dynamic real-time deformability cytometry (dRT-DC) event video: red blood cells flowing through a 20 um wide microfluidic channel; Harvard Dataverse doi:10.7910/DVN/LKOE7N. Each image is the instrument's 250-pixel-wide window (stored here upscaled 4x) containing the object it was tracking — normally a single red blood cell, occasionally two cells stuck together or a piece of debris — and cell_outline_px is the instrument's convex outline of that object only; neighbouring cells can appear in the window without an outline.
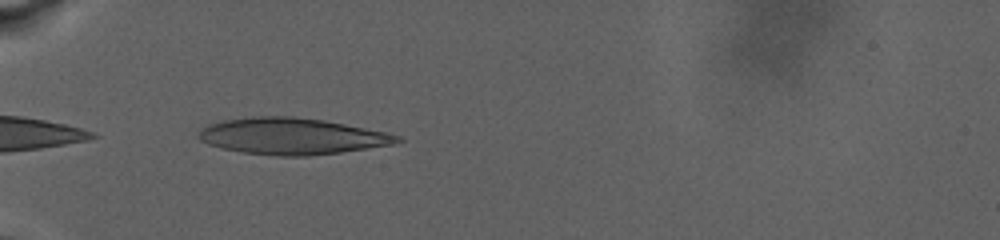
{"species": "human", "species_latin": "Homo sapiens", "temperature_condition": "warm", "stored_images_in_passage": 34, "camera_frame_rate_fps": 3000, "um_per_image_px": 0.085, "donor": {"sex": "male"}, "frame": {"image": 1, "passage_image": 1, "time_ms": 0.0, "image_size_px": [1000, 240], "cell_outline_px": [[404, 140], [392, 144], [340, 152], [308, 156], [280, 156], [244, 152], [220, 148], [208, 144], [200, 140], [196, 136], [208, 124], [224, 120], [252, 116], [292, 116], [324, 120], [384, 132], [400, 136]], "centroid_in_image_um": [24.77, 11.57], "position_along_channel_um": 60.2, "area_um2": 41.85}}
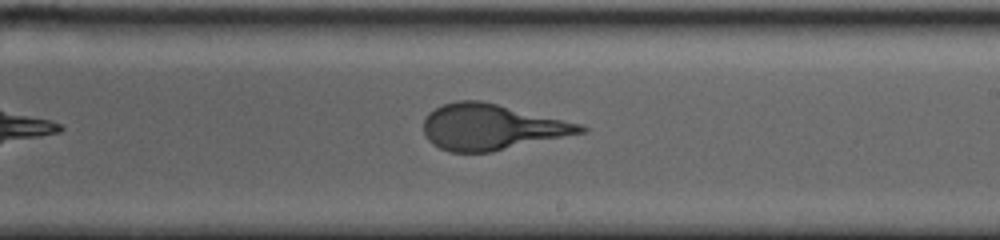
{"frame": {"image": 2, "passage_image": 17, "time_ms": 8.0, "image_size_px": [1000, 240], "cell_outline_px": [[588, 128], [584, 132], [492, 152], [448, 152], [432, 144], [428, 140], [424, 132], [424, 120], [428, 112], [444, 104], [456, 100], [480, 100], [580, 124]], "centroid_in_image_um": [41.71, 10.8], "position_along_channel_um": 247.3, "area_um2": 41.38}}
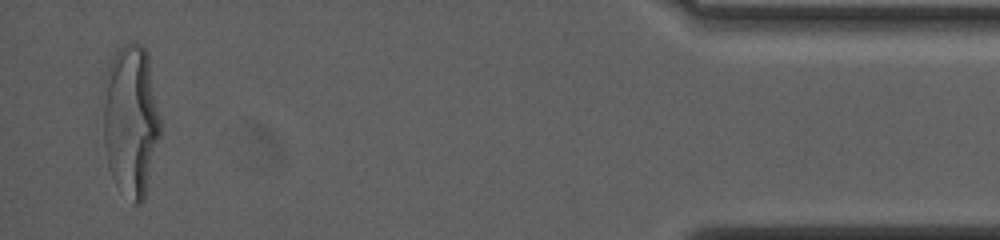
{"frame": {"image": 3, "passage_image": 34, "time_ms": 17.333, "image_size_px": [1000, 240], "cell_outline_px": [[160, 136], [144, 200], [140, 204], [136, 204], [108, 164], [104, 144], [104, 100], [108, 64], [112, 56], [124, 44], [132, 40], [140, 44], [148, 52], [160, 120]], "centroid_in_image_um": [11.15, 10.1], "position_along_channel_um": 424.0, "area_um2": 49.3}, "authors_computed_cell_mechanics": {"area_um2": 41.7894, "velocity_mm_per_s": 2.5559, "shape_relaxation_time_tau1_ms": 7.2997, "shape_relaxation_time_tau2_ms": null, "deformation_change_tau1": 0.2506, "deformation_change_tau2": null}}